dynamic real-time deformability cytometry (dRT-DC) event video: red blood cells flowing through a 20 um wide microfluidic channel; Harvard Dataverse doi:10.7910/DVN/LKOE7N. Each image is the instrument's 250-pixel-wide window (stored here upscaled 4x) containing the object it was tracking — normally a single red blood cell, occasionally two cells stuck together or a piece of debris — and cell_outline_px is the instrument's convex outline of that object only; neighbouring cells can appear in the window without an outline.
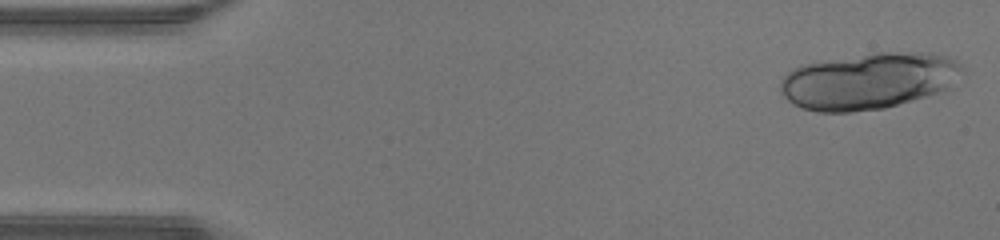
{"species": "human", "species_latin": "Homo sapiens", "temperature_condition": "warm", "stored_images_in_passage": 45, "segment_of_instrument_passage": [1, 2], "camera_frame_rate_fps": 3000, "um_per_image_px": 0.085, "donor": {"sex": "male"}, "frame": {"image": 1, "passage_image": 1, "time_ms": 0.0, "image_size_px": [1000, 240], "cell_outline_px": [[964, 72], [944, 88], [936, 92], [912, 100], [884, 108], [848, 112], [816, 112], [792, 104], [784, 96], [780, 88], [780, 80], [792, 68], [800, 64], [872, 52], [928, 52], [948, 56], [956, 60], [964, 68]], "centroid_in_image_um": [73.79, 6.85], "position_along_channel_um": 11.2, "area_um2": 59.82}}
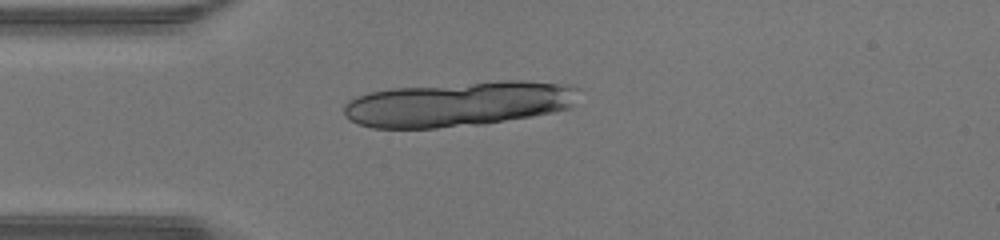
{"frame": {"image": 2, "passage_image": 11, "time_ms": 3.333, "image_size_px": [1000, 240], "cell_outline_px": [[580, 88], [572, 104], [568, 108], [552, 112], [532, 116], [484, 124], [436, 128], [372, 128], [360, 124], [344, 116], [344, 104], [348, 100], [356, 96], [368, 92], [392, 88], [504, 80], [524, 80], [556, 84]], "centroid_in_image_um": [38.91, 8.84], "position_along_channel_um": 46.1, "area_um2": 61.33}}